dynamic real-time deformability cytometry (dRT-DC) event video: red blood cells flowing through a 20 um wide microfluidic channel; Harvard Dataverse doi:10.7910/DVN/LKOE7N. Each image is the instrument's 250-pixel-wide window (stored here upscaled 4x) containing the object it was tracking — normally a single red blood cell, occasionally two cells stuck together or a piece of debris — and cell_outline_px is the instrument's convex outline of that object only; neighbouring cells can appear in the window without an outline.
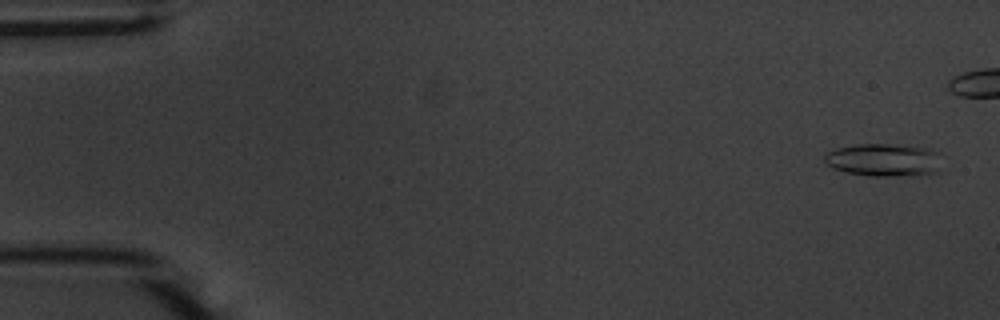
{"species": "common noctule bat (a hibernating species)", "species_latin": "Nyctalus noctula", "temperature_condition": "warm", "stored_images_in_passage": 46, "camera_frame_rate_fps": 3000, "um_per_image_px": 0.085, "animal": {"sex": "male", "body_mass_g": 20.1, "forearm_length_mm": 53.5}, "frame": {"image": 1, "passage_image": 3, "time_ms": 0.667, "image_size_px": [1000, 320], "cell_outline_px": [[940, 152], [936, 172], [888, 176], [876, 176], [848, 172], [832, 168], [824, 160], [824, 156], [828, 152], [836, 148], [856, 144], [888, 144], [932, 148]], "centroid_in_image_um": [75.09, 13.56], "position_along_channel_um": 9.9, "area_um2": 22.02}}
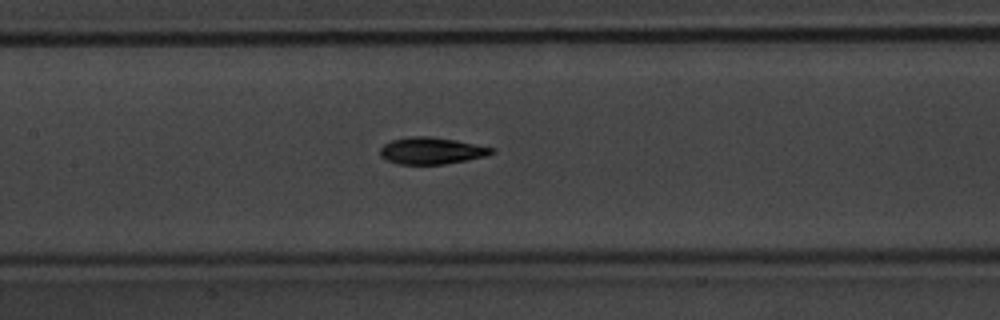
{"frame": {"image": 2, "passage_image": 27, "time_ms": 8.667, "image_size_px": [1000, 320], "cell_outline_px": [[496, 152], [484, 156], [444, 164], [400, 164], [388, 160], [380, 156], [380, 148], [384, 144], [392, 140], [412, 136], [428, 136], [456, 140], [496, 148]], "centroid_in_image_um": [36.69, 12.8], "position_along_channel_um": 170.7, "area_um2": 17.28}}
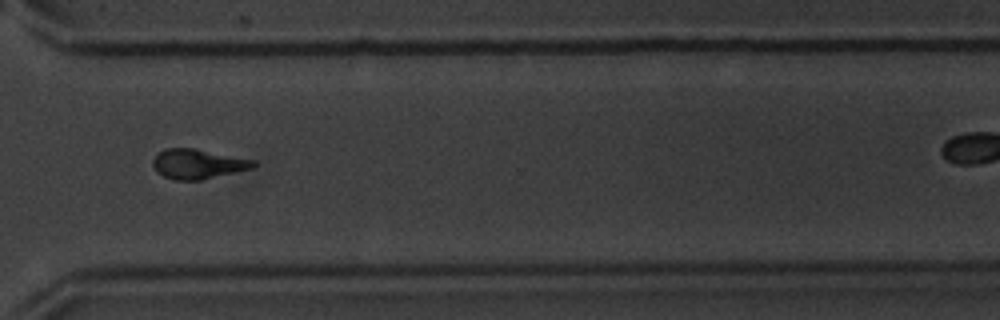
{"frame": {"image": 3, "passage_image": 42, "time_ms": 13.667, "image_size_px": [1000, 320], "cell_outline_px": [[256, 164], [252, 168], [200, 180], [176, 180], [164, 176], [156, 172], [152, 164], [152, 160], [164, 148], [192, 148], [256, 160]], "centroid_in_image_um": [16.8, 13.93], "position_along_channel_um": 353.8, "area_um2": 17.22}}